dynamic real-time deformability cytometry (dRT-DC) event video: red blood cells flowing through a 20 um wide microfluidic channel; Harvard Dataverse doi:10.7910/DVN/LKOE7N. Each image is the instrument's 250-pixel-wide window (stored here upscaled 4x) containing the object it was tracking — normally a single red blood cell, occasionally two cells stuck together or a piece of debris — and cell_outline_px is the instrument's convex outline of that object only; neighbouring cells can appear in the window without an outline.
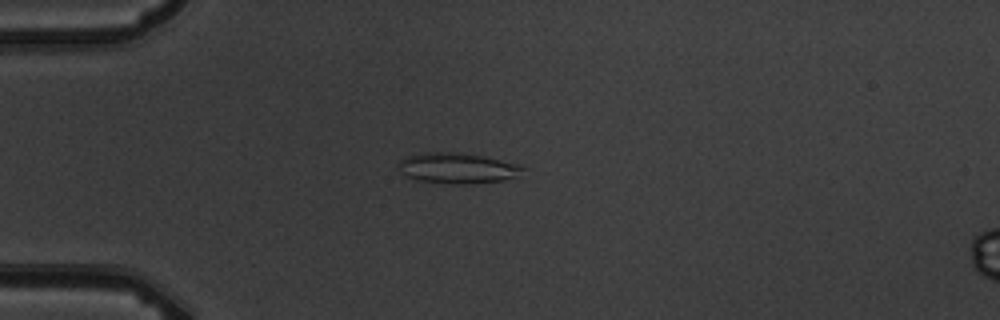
{"species": "common noctule bat (a hibernating species)", "species_latin": "Nyctalus noctula", "temperature_condition": "warm", "stored_images_in_passage": 6, "camera_frame_rate_fps": 3000, "um_per_image_px": 0.085, "animal": {"sex": "male", "body_mass_g": 19.5, "forearm_length_mm": 54.6}, "frame": {"image": 1, "passage_image": 4, "time_ms": 4.333, "image_size_px": [1000, 320], "cell_outline_px": [[528, 168], [504, 180], [464, 184], [452, 184], [416, 180], [404, 176], [396, 168], [396, 164], [400, 160], [408, 156], [424, 152], [456, 152], [480, 156], [520, 164]], "centroid_in_image_um": [38.79, 14.29], "position_along_channel_um": 46.2, "area_um2": 22.14}}
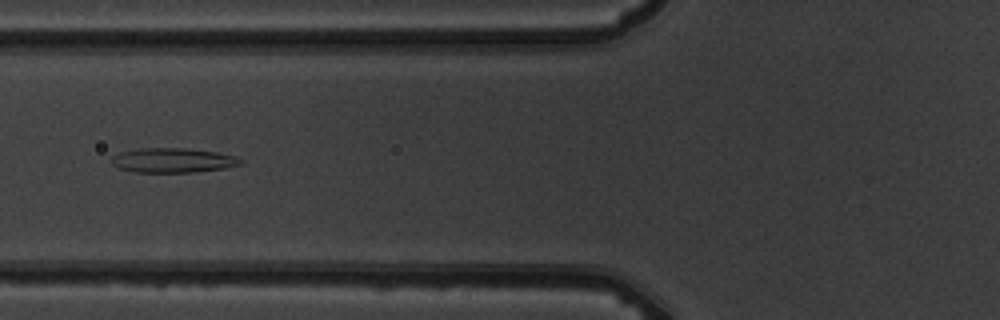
{"frame": {"image": 2, "passage_image": 6, "time_ms": 6.667, "image_size_px": [1000, 320], "cell_outline_px": [[244, 164], [224, 168], [196, 172], [136, 172], [120, 168], [112, 164], [112, 156], [120, 152], [136, 148], [184, 148], [216, 152], [236, 156], [244, 160]], "centroid_in_image_um": [14.73, 13.62], "position_along_channel_um": 111.1, "area_um2": 18.55}}